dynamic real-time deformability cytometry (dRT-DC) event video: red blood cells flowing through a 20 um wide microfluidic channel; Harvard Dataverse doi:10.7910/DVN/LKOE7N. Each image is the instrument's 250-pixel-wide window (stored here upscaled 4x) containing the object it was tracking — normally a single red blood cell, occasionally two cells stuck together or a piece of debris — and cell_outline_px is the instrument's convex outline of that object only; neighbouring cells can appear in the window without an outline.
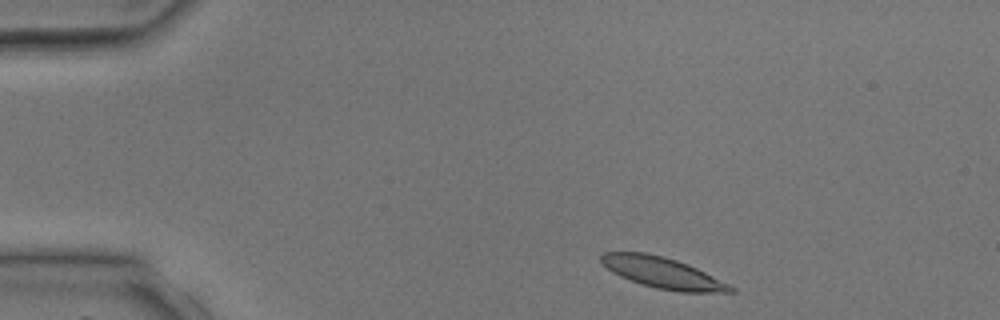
{"species": "common noctule bat (a hibernating species)", "species_latin": "Nyctalus noctula", "temperature_condition": "room temperature", "stored_images_in_passage": 3, "camera_frame_rate_fps": 3000, "um_per_image_px": 0.085, "animal": {"sex": "male", "body_mass_g": 17.9, "forearm_length_mm": 54.2}, "frame": {"image": 1, "passage_image": 1, "time_ms": 0.0, "image_size_px": [1000, 320], "cell_outline_px": [[736, 292], [680, 292], [656, 288], [620, 276], [612, 272], [600, 260], [600, 256], [604, 252], [644, 252], [664, 256], [688, 264], [736, 288]], "centroid_in_image_um": [56.33, 23.18], "position_along_channel_um": 28.7, "area_um2": 23.0}}
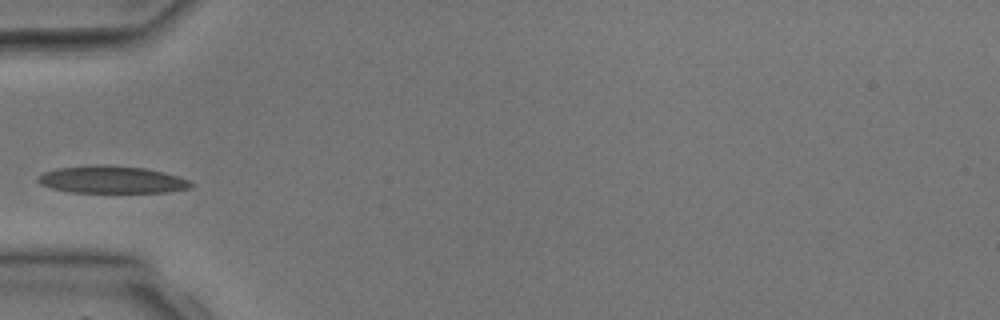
{"frame": {"image": 2, "passage_image": 3, "time_ms": 2.333, "image_size_px": [1000, 320], "cell_outline_px": [[196, 184], [192, 188], [168, 192], [72, 192], [52, 188], [40, 184], [36, 180], [44, 172], [56, 168], [92, 164], [104, 164], [144, 168], [164, 172], [188, 180]], "centroid_in_image_um": [9.52, 15.26], "position_along_channel_um": 75.5, "area_um2": 24.45}}